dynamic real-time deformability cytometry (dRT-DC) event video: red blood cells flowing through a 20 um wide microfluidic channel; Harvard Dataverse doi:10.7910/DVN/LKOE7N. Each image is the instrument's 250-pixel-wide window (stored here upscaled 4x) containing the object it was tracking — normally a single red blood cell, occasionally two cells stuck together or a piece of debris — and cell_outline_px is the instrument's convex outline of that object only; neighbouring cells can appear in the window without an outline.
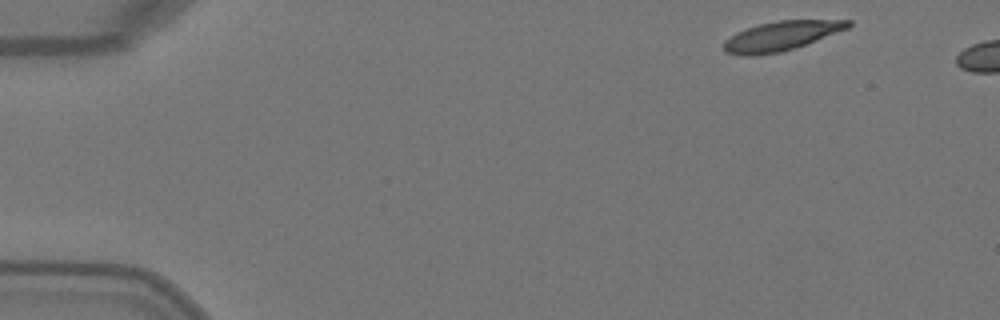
{"species": "Egyptian fruit bat (a non-hibernating species)", "species_latin": "Rousettus aegyptiacus", "temperature_condition": "warm", "stored_images_in_passage": 2, "camera_frame_rate_fps": 3000, "um_per_image_px": 0.085, "animal": {"sex": "female"}, "frame": {"image": 1, "passage_image": 1, "time_ms": 0.0, "image_size_px": [1000, 320], "cell_outline_px": [[852, 24], [848, 28], [796, 48], [780, 52], [752, 56], [744, 56], [724, 52], [720, 44], [724, 40], [736, 32], [760, 24], [776, 20], [852, 20]], "centroid_in_image_um": [66.35, 3.07], "position_along_channel_um": 18.7, "area_um2": 21.44}}